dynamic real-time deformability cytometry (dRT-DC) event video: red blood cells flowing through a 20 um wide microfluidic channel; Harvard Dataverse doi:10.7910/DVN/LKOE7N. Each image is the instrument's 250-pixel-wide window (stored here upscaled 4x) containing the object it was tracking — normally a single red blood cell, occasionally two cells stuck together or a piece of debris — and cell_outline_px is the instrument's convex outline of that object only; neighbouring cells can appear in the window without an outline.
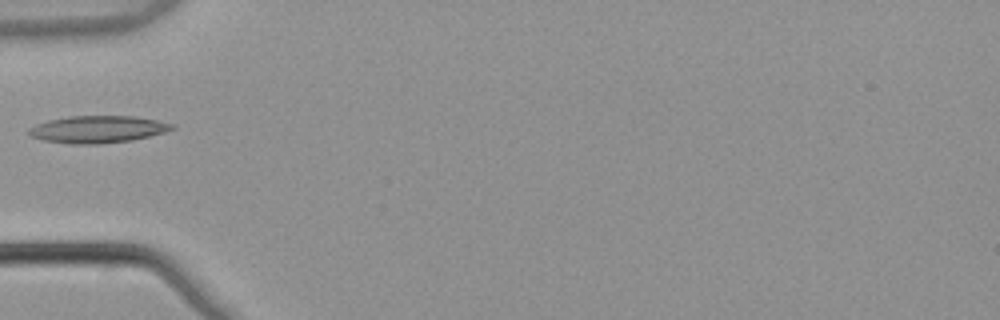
{"species": "common noctule bat (a hibernating species)", "species_latin": "Nyctalus noctula", "temperature_condition": "warm", "stored_images_in_passage": 2, "camera_frame_rate_fps": 3000, "um_per_image_px": 0.085, "animal": {"sex": "male", "body_mass_g": 21.5, "forearm_length_mm": 52.0}, "frame": {"image": 1, "passage_image": 2, "time_ms": 0.333, "image_size_px": [1000, 320], "cell_outline_px": [[176, 128], [164, 132], [132, 140], [100, 144], [72, 144], [44, 140], [32, 136], [28, 132], [28, 128], [36, 124], [48, 120], [68, 116], [132, 116], [156, 120], [176, 124]], "centroid_in_image_um": [8.32, 10.99], "position_along_channel_um": 76.7, "area_um2": 22.6}}